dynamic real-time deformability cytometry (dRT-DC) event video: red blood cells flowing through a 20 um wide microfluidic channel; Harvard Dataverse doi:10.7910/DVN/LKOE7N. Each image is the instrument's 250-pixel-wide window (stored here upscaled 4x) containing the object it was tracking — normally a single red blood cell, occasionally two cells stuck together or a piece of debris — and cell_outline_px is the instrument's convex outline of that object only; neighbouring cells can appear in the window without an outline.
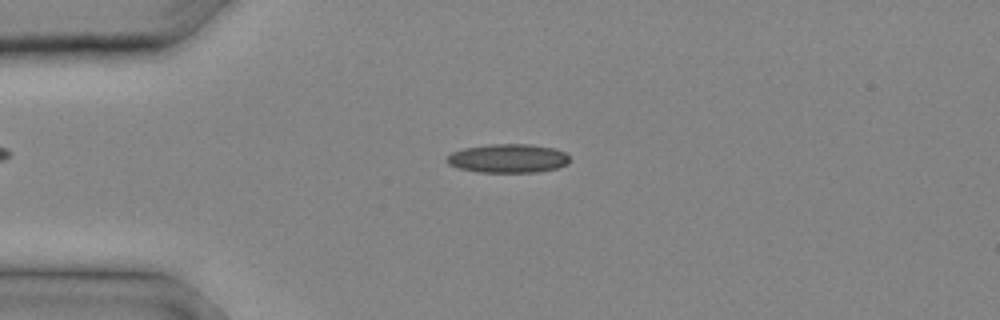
{"species": "common noctule bat (a hibernating species)", "species_latin": "Nyctalus noctula", "temperature_condition": "cold", "stored_images_in_passage": 8, "camera_frame_rate_fps": 3000, "um_per_image_px": 0.085, "animal": {"sex": "male", "body_mass_g": 20.4}, "frame": {"image": 1, "passage_image": 5, "time_ms": 1.333, "image_size_px": [1000, 320], "cell_outline_px": [[568, 164], [556, 168], [536, 172], [480, 172], [460, 168], [448, 164], [444, 160], [452, 152], [464, 148], [492, 144], [528, 144], [556, 148], [564, 152], [568, 156]], "centroid_in_image_um": [43.18, 13.46], "position_along_channel_um": 41.8, "area_um2": 20.52}}